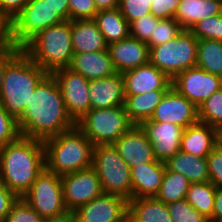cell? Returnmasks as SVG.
Instances as JSON below:
<instances>
[{
    "instance_id": "1",
    "label": "cell",
    "mask_w": 222,
    "mask_h": 222,
    "mask_svg": "<svg viewBox=\"0 0 222 222\" xmlns=\"http://www.w3.org/2000/svg\"><path fill=\"white\" fill-rule=\"evenodd\" d=\"M75 126L66 111L57 81L48 73L36 86L25 112L18 120L21 136L44 141Z\"/></svg>"
},
{
    "instance_id": "2",
    "label": "cell",
    "mask_w": 222,
    "mask_h": 222,
    "mask_svg": "<svg viewBox=\"0 0 222 222\" xmlns=\"http://www.w3.org/2000/svg\"><path fill=\"white\" fill-rule=\"evenodd\" d=\"M45 168V148L41 140L20 136L0 148V181L18 198L30 188Z\"/></svg>"
},
{
    "instance_id": "3",
    "label": "cell",
    "mask_w": 222,
    "mask_h": 222,
    "mask_svg": "<svg viewBox=\"0 0 222 222\" xmlns=\"http://www.w3.org/2000/svg\"><path fill=\"white\" fill-rule=\"evenodd\" d=\"M47 74L22 49L6 64L0 103L17 121L25 112L36 86Z\"/></svg>"
},
{
    "instance_id": "4",
    "label": "cell",
    "mask_w": 222,
    "mask_h": 222,
    "mask_svg": "<svg viewBox=\"0 0 222 222\" xmlns=\"http://www.w3.org/2000/svg\"><path fill=\"white\" fill-rule=\"evenodd\" d=\"M45 168L62 176L92 166L93 143L75 126L43 141Z\"/></svg>"
},
{
    "instance_id": "5",
    "label": "cell",
    "mask_w": 222,
    "mask_h": 222,
    "mask_svg": "<svg viewBox=\"0 0 222 222\" xmlns=\"http://www.w3.org/2000/svg\"><path fill=\"white\" fill-rule=\"evenodd\" d=\"M22 51L47 73L69 67L74 54L71 21L45 28L32 37Z\"/></svg>"
},
{
    "instance_id": "6",
    "label": "cell",
    "mask_w": 222,
    "mask_h": 222,
    "mask_svg": "<svg viewBox=\"0 0 222 222\" xmlns=\"http://www.w3.org/2000/svg\"><path fill=\"white\" fill-rule=\"evenodd\" d=\"M92 167L97 172L102 192L132 199L131 171L112 144L96 145Z\"/></svg>"
},
{
    "instance_id": "7",
    "label": "cell",
    "mask_w": 222,
    "mask_h": 222,
    "mask_svg": "<svg viewBox=\"0 0 222 222\" xmlns=\"http://www.w3.org/2000/svg\"><path fill=\"white\" fill-rule=\"evenodd\" d=\"M133 126L124 106L90 109L76 122V127L94 146L113 144Z\"/></svg>"
},
{
    "instance_id": "8",
    "label": "cell",
    "mask_w": 222,
    "mask_h": 222,
    "mask_svg": "<svg viewBox=\"0 0 222 222\" xmlns=\"http://www.w3.org/2000/svg\"><path fill=\"white\" fill-rule=\"evenodd\" d=\"M198 39L183 29L174 39L149 48V63L173 79L180 72L196 66Z\"/></svg>"
},
{
    "instance_id": "9",
    "label": "cell",
    "mask_w": 222,
    "mask_h": 222,
    "mask_svg": "<svg viewBox=\"0 0 222 222\" xmlns=\"http://www.w3.org/2000/svg\"><path fill=\"white\" fill-rule=\"evenodd\" d=\"M63 21L47 0H29L6 26V41L22 48L38 32Z\"/></svg>"
},
{
    "instance_id": "10",
    "label": "cell",
    "mask_w": 222,
    "mask_h": 222,
    "mask_svg": "<svg viewBox=\"0 0 222 222\" xmlns=\"http://www.w3.org/2000/svg\"><path fill=\"white\" fill-rule=\"evenodd\" d=\"M21 198L44 220L61 216L68 211L62 193L61 176L46 168Z\"/></svg>"
},
{
    "instance_id": "11",
    "label": "cell",
    "mask_w": 222,
    "mask_h": 222,
    "mask_svg": "<svg viewBox=\"0 0 222 222\" xmlns=\"http://www.w3.org/2000/svg\"><path fill=\"white\" fill-rule=\"evenodd\" d=\"M61 90L68 115L76 123L90 109L89 82L82 74L61 68L51 73Z\"/></svg>"
},
{
    "instance_id": "12",
    "label": "cell",
    "mask_w": 222,
    "mask_h": 222,
    "mask_svg": "<svg viewBox=\"0 0 222 222\" xmlns=\"http://www.w3.org/2000/svg\"><path fill=\"white\" fill-rule=\"evenodd\" d=\"M61 185L65 205L71 212L103 193L98 174L92 166L62 175Z\"/></svg>"
},
{
    "instance_id": "13",
    "label": "cell",
    "mask_w": 222,
    "mask_h": 222,
    "mask_svg": "<svg viewBox=\"0 0 222 222\" xmlns=\"http://www.w3.org/2000/svg\"><path fill=\"white\" fill-rule=\"evenodd\" d=\"M172 87L198 108L212 93L222 88V77L195 66L176 75Z\"/></svg>"
},
{
    "instance_id": "14",
    "label": "cell",
    "mask_w": 222,
    "mask_h": 222,
    "mask_svg": "<svg viewBox=\"0 0 222 222\" xmlns=\"http://www.w3.org/2000/svg\"><path fill=\"white\" fill-rule=\"evenodd\" d=\"M74 212L77 222H126L128 201L118 195L102 193Z\"/></svg>"
},
{
    "instance_id": "15",
    "label": "cell",
    "mask_w": 222,
    "mask_h": 222,
    "mask_svg": "<svg viewBox=\"0 0 222 222\" xmlns=\"http://www.w3.org/2000/svg\"><path fill=\"white\" fill-rule=\"evenodd\" d=\"M148 121L173 123L185 129L199 121L198 108L171 87Z\"/></svg>"
},
{
    "instance_id": "16",
    "label": "cell",
    "mask_w": 222,
    "mask_h": 222,
    "mask_svg": "<svg viewBox=\"0 0 222 222\" xmlns=\"http://www.w3.org/2000/svg\"><path fill=\"white\" fill-rule=\"evenodd\" d=\"M153 147L156 160L165 163L180 151L183 128L168 122L143 121L139 125Z\"/></svg>"
},
{
    "instance_id": "17",
    "label": "cell",
    "mask_w": 222,
    "mask_h": 222,
    "mask_svg": "<svg viewBox=\"0 0 222 222\" xmlns=\"http://www.w3.org/2000/svg\"><path fill=\"white\" fill-rule=\"evenodd\" d=\"M112 145L129 167L156 161L152 144L139 125H134Z\"/></svg>"
},
{
    "instance_id": "18",
    "label": "cell",
    "mask_w": 222,
    "mask_h": 222,
    "mask_svg": "<svg viewBox=\"0 0 222 222\" xmlns=\"http://www.w3.org/2000/svg\"><path fill=\"white\" fill-rule=\"evenodd\" d=\"M125 95H137L153 90H169L172 79L151 63L122 74Z\"/></svg>"
},
{
    "instance_id": "19",
    "label": "cell",
    "mask_w": 222,
    "mask_h": 222,
    "mask_svg": "<svg viewBox=\"0 0 222 222\" xmlns=\"http://www.w3.org/2000/svg\"><path fill=\"white\" fill-rule=\"evenodd\" d=\"M107 50L116 72L120 74L149 63L147 43L131 36L108 44Z\"/></svg>"
},
{
    "instance_id": "20",
    "label": "cell",
    "mask_w": 222,
    "mask_h": 222,
    "mask_svg": "<svg viewBox=\"0 0 222 222\" xmlns=\"http://www.w3.org/2000/svg\"><path fill=\"white\" fill-rule=\"evenodd\" d=\"M89 97L91 109L124 106L125 91L120 73L103 79L90 80Z\"/></svg>"
},
{
    "instance_id": "21",
    "label": "cell",
    "mask_w": 222,
    "mask_h": 222,
    "mask_svg": "<svg viewBox=\"0 0 222 222\" xmlns=\"http://www.w3.org/2000/svg\"><path fill=\"white\" fill-rule=\"evenodd\" d=\"M218 143L219 130L198 121L183 130L180 151L197 157H207Z\"/></svg>"
},
{
    "instance_id": "22",
    "label": "cell",
    "mask_w": 222,
    "mask_h": 222,
    "mask_svg": "<svg viewBox=\"0 0 222 222\" xmlns=\"http://www.w3.org/2000/svg\"><path fill=\"white\" fill-rule=\"evenodd\" d=\"M166 165L155 162L130 167L132 198L155 197L160 189Z\"/></svg>"
},
{
    "instance_id": "23",
    "label": "cell",
    "mask_w": 222,
    "mask_h": 222,
    "mask_svg": "<svg viewBox=\"0 0 222 222\" xmlns=\"http://www.w3.org/2000/svg\"><path fill=\"white\" fill-rule=\"evenodd\" d=\"M68 68L88 80L103 79L117 73L108 50L74 53Z\"/></svg>"
},
{
    "instance_id": "24",
    "label": "cell",
    "mask_w": 222,
    "mask_h": 222,
    "mask_svg": "<svg viewBox=\"0 0 222 222\" xmlns=\"http://www.w3.org/2000/svg\"><path fill=\"white\" fill-rule=\"evenodd\" d=\"M71 42L74 53L104 51L108 47L93 19L71 21Z\"/></svg>"
},
{
    "instance_id": "25",
    "label": "cell",
    "mask_w": 222,
    "mask_h": 222,
    "mask_svg": "<svg viewBox=\"0 0 222 222\" xmlns=\"http://www.w3.org/2000/svg\"><path fill=\"white\" fill-rule=\"evenodd\" d=\"M222 14V0H180L174 19L183 29L207 17Z\"/></svg>"
},
{
    "instance_id": "26",
    "label": "cell",
    "mask_w": 222,
    "mask_h": 222,
    "mask_svg": "<svg viewBox=\"0 0 222 222\" xmlns=\"http://www.w3.org/2000/svg\"><path fill=\"white\" fill-rule=\"evenodd\" d=\"M127 220L129 222H173L167 204L156 197L128 200Z\"/></svg>"
},
{
    "instance_id": "27",
    "label": "cell",
    "mask_w": 222,
    "mask_h": 222,
    "mask_svg": "<svg viewBox=\"0 0 222 222\" xmlns=\"http://www.w3.org/2000/svg\"><path fill=\"white\" fill-rule=\"evenodd\" d=\"M165 165L168 170L184 175L191 183L210 181L206 157H197L179 151L170 157Z\"/></svg>"
},
{
    "instance_id": "28",
    "label": "cell",
    "mask_w": 222,
    "mask_h": 222,
    "mask_svg": "<svg viewBox=\"0 0 222 222\" xmlns=\"http://www.w3.org/2000/svg\"><path fill=\"white\" fill-rule=\"evenodd\" d=\"M168 90H153L137 95H125L124 108L134 125L150 120L155 108Z\"/></svg>"
},
{
    "instance_id": "29",
    "label": "cell",
    "mask_w": 222,
    "mask_h": 222,
    "mask_svg": "<svg viewBox=\"0 0 222 222\" xmlns=\"http://www.w3.org/2000/svg\"><path fill=\"white\" fill-rule=\"evenodd\" d=\"M93 20L107 44L121 41L130 36L129 22L118 7L98 11Z\"/></svg>"
},
{
    "instance_id": "30",
    "label": "cell",
    "mask_w": 222,
    "mask_h": 222,
    "mask_svg": "<svg viewBox=\"0 0 222 222\" xmlns=\"http://www.w3.org/2000/svg\"><path fill=\"white\" fill-rule=\"evenodd\" d=\"M196 66L222 77V41L198 39Z\"/></svg>"
},
{
    "instance_id": "31",
    "label": "cell",
    "mask_w": 222,
    "mask_h": 222,
    "mask_svg": "<svg viewBox=\"0 0 222 222\" xmlns=\"http://www.w3.org/2000/svg\"><path fill=\"white\" fill-rule=\"evenodd\" d=\"M216 187L209 182L191 183L185 200L212 222Z\"/></svg>"
},
{
    "instance_id": "32",
    "label": "cell",
    "mask_w": 222,
    "mask_h": 222,
    "mask_svg": "<svg viewBox=\"0 0 222 222\" xmlns=\"http://www.w3.org/2000/svg\"><path fill=\"white\" fill-rule=\"evenodd\" d=\"M190 184L184 175L166 168L159 192L155 197L165 204L185 199Z\"/></svg>"
},
{
    "instance_id": "33",
    "label": "cell",
    "mask_w": 222,
    "mask_h": 222,
    "mask_svg": "<svg viewBox=\"0 0 222 222\" xmlns=\"http://www.w3.org/2000/svg\"><path fill=\"white\" fill-rule=\"evenodd\" d=\"M198 119L219 131L222 129V88L198 107Z\"/></svg>"
},
{
    "instance_id": "34",
    "label": "cell",
    "mask_w": 222,
    "mask_h": 222,
    "mask_svg": "<svg viewBox=\"0 0 222 222\" xmlns=\"http://www.w3.org/2000/svg\"><path fill=\"white\" fill-rule=\"evenodd\" d=\"M182 26L174 18L159 19L154 26L153 35L149 38L147 45L149 48L167 43L174 39L181 31Z\"/></svg>"
},
{
    "instance_id": "35",
    "label": "cell",
    "mask_w": 222,
    "mask_h": 222,
    "mask_svg": "<svg viewBox=\"0 0 222 222\" xmlns=\"http://www.w3.org/2000/svg\"><path fill=\"white\" fill-rule=\"evenodd\" d=\"M190 31L197 39L222 41V14L198 21Z\"/></svg>"
},
{
    "instance_id": "36",
    "label": "cell",
    "mask_w": 222,
    "mask_h": 222,
    "mask_svg": "<svg viewBox=\"0 0 222 222\" xmlns=\"http://www.w3.org/2000/svg\"><path fill=\"white\" fill-rule=\"evenodd\" d=\"M173 222H209L185 199L167 204Z\"/></svg>"
},
{
    "instance_id": "37",
    "label": "cell",
    "mask_w": 222,
    "mask_h": 222,
    "mask_svg": "<svg viewBox=\"0 0 222 222\" xmlns=\"http://www.w3.org/2000/svg\"><path fill=\"white\" fill-rule=\"evenodd\" d=\"M3 222H44V219L22 198H18Z\"/></svg>"
},
{
    "instance_id": "38",
    "label": "cell",
    "mask_w": 222,
    "mask_h": 222,
    "mask_svg": "<svg viewBox=\"0 0 222 222\" xmlns=\"http://www.w3.org/2000/svg\"><path fill=\"white\" fill-rule=\"evenodd\" d=\"M21 136L18 121L0 103V148Z\"/></svg>"
},
{
    "instance_id": "39",
    "label": "cell",
    "mask_w": 222,
    "mask_h": 222,
    "mask_svg": "<svg viewBox=\"0 0 222 222\" xmlns=\"http://www.w3.org/2000/svg\"><path fill=\"white\" fill-rule=\"evenodd\" d=\"M152 0H119L118 8L129 24L151 13Z\"/></svg>"
},
{
    "instance_id": "40",
    "label": "cell",
    "mask_w": 222,
    "mask_h": 222,
    "mask_svg": "<svg viewBox=\"0 0 222 222\" xmlns=\"http://www.w3.org/2000/svg\"><path fill=\"white\" fill-rule=\"evenodd\" d=\"M158 21L159 19L151 13L132 21L129 24L130 36L147 43L151 35H153L154 26Z\"/></svg>"
},
{
    "instance_id": "41",
    "label": "cell",
    "mask_w": 222,
    "mask_h": 222,
    "mask_svg": "<svg viewBox=\"0 0 222 222\" xmlns=\"http://www.w3.org/2000/svg\"><path fill=\"white\" fill-rule=\"evenodd\" d=\"M208 163V175L210 182L215 187H222V143L216 147L206 157Z\"/></svg>"
},
{
    "instance_id": "42",
    "label": "cell",
    "mask_w": 222,
    "mask_h": 222,
    "mask_svg": "<svg viewBox=\"0 0 222 222\" xmlns=\"http://www.w3.org/2000/svg\"><path fill=\"white\" fill-rule=\"evenodd\" d=\"M70 21L94 19L98 12L94 0H69Z\"/></svg>"
},
{
    "instance_id": "43",
    "label": "cell",
    "mask_w": 222,
    "mask_h": 222,
    "mask_svg": "<svg viewBox=\"0 0 222 222\" xmlns=\"http://www.w3.org/2000/svg\"><path fill=\"white\" fill-rule=\"evenodd\" d=\"M29 0H0V20L7 26Z\"/></svg>"
},
{
    "instance_id": "44",
    "label": "cell",
    "mask_w": 222,
    "mask_h": 222,
    "mask_svg": "<svg viewBox=\"0 0 222 222\" xmlns=\"http://www.w3.org/2000/svg\"><path fill=\"white\" fill-rule=\"evenodd\" d=\"M180 0H152L151 14L158 19L174 18Z\"/></svg>"
},
{
    "instance_id": "45",
    "label": "cell",
    "mask_w": 222,
    "mask_h": 222,
    "mask_svg": "<svg viewBox=\"0 0 222 222\" xmlns=\"http://www.w3.org/2000/svg\"><path fill=\"white\" fill-rule=\"evenodd\" d=\"M21 50L8 41L0 42V90L2 88L6 64Z\"/></svg>"
},
{
    "instance_id": "46",
    "label": "cell",
    "mask_w": 222,
    "mask_h": 222,
    "mask_svg": "<svg viewBox=\"0 0 222 222\" xmlns=\"http://www.w3.org/2000/svg\"><path fill=\"white\" fill-rule=\"evenodd\" d=\"M18 197L0 181V222H3Z\"/></svg>"
},
{
    "instance_id": "47",
    "label": "cell",
    "mask_w": 222,
    "mask_h": 222,
    "mask_svg": "<svg viewBox=\"0 0 222 222\" xmlns=\"http://www.w3.org/2000/svg\"><path fill=\"white\" fill-rule=\"evenodd\" d=\"M57 14L64 20H70L69 0H47Z\"/></svg>"
},
{
    "instance_id": "48",
    "label": "cell",
    "mask_w": 222,
    "mask_h": 222,
    "mask_svg": "<svg viewBox=\"0 0 222 222\" xmlns=\"http://www.w3.org/2000/svg\"><path fill=\"white\" fill-rule=\"evenodd\" d=\"M212 222H222V187H216Z\"/></svg>"
},
{
    "instance_id": "49",
    "label": "cell",
    "mask_w": 222,
    "mask_h": 222,
    "mask_svg": "<svg viewBox=\"0 0 222 222\" xmlns=\"http://www.w3.org/2000/svg\"><path fill=\"white\" fill-rule=\"evenodd\" d=\"M44 222H77V217L75 212L67 211L61 216L44 220Z\"/></svg>"
},
{
    "instance_id": "50",
    "label": "cell",
    "mask_w": 222,
    "mask_h": 222,
    "mask_svg": "<svg viewBox=\"0 0 222 222\" xmlns=\"http://www.w3.org/2000/svg\"><path fill=\"white\" fill-rule=\"evenodd\" d=\"M97 10H107L117 8L119 5V0H94Z\"/></svg>"
},
{
    "instance_id": "51",
    "label": "cell",
    "mask_w": 222,
    "mask_h": 222,
    "mask_svg": "<svg viewBox=\"0 0 222 222\" xmlns=\"http://www.w3.org/2000/svg\"><path fill=\"white\" fill-rule=\"evenodd\" d=\"M6 40V26L0 20V42Z\"/></svg>"
},
{
    "instance_id": "52",
    "label": "cell",
    "mask_w": 222,
    "mask_h": 222,
    "mask_svg": "<svg viewBox=\"0 0 222 222\" xmlns=\"http://www.w3.org/2000/svg\"><path fill=\"white\" fill-rule=\"evenodd\" d=\"M220 134V140H222V129L219 131Z\"/></svg>"
}]
</instances>
